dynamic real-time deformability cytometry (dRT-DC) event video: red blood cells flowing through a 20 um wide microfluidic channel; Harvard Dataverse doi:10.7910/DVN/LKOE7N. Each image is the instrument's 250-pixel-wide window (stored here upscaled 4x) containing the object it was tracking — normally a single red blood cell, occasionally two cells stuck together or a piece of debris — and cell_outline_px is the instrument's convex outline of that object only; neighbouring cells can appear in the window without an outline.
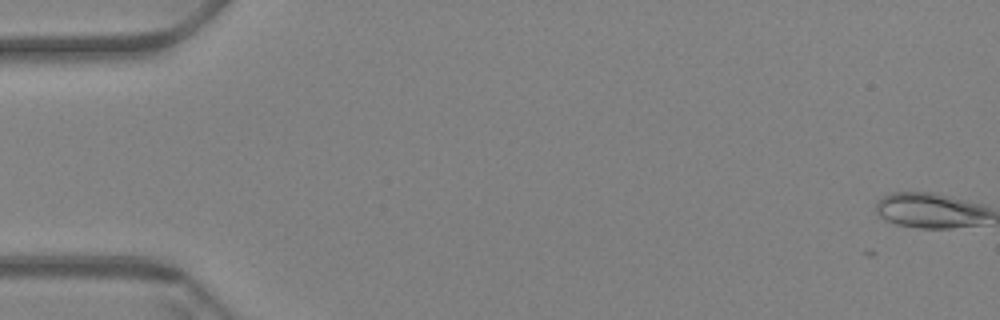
{"species": "Egyptian fruit bat (a non-hibernating species)", "species_latin": "Rousettus aegyptiacus", "temperature_condition": "warm", "stored_images_in_passage": 61, "camera_frame_rate_fps": 3000, "um_per_image_px": 0.085, "animal": {"sex": "female"}, "frame": {"image": 1, "passage_image": 1, "time_ms": 0.0, "image_size_px": [1000, 320], "cell_outline_px": [[980, 212], [964, 224], [908, 224], [900, 196], [924, 196], [944, 200]], "centroid_in_image_um": [79.47, 17.96], "position_along_channel_um": 5.5, "area_um2": 11.79}}
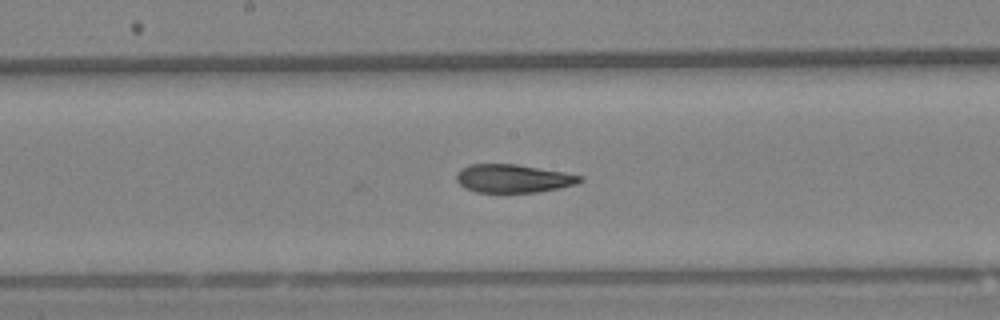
{"frame": {"image": 2, "passage_image": 33, "time_ms": 10.667, "image_size_px": [1000, 320], "cell_outline_px": [[580, 180], [568, 184], [548, 188], [524, 192], [488, 192], [472, 188], [464, 184], [460, 180], [460, 172], [468, 168], [480, 164], [504, 164], [556, 172], [576, 176]], "centroid_in_image_um": [43.55, 15.17], "position_along_channel_um": 204.7, "area_um2": 17.46}}
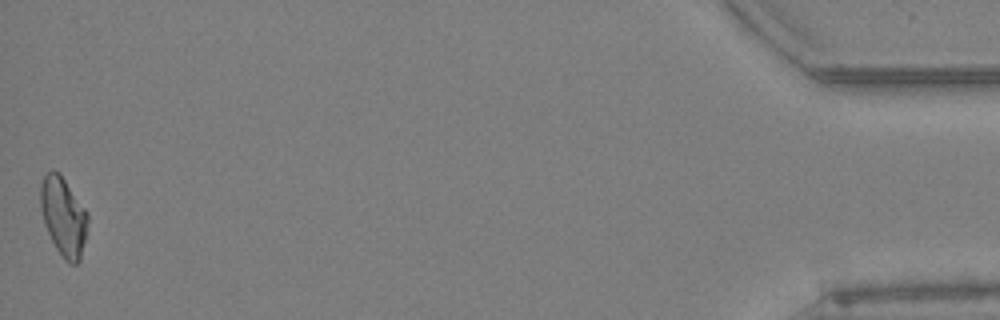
{"frame": {"image": 3, "passage_image": 61, "time_ms": 20.0, "image_size_px": [1000, 320], "cell_outline_px": [[84, 236], [76, 260], [64, 256], [56, 244], [48, 228], [44, 216], [44, 180], [56, 172], [60, 176], [84, 212]], "centroid_in_image_um": [5.39, 18.4], "position_along_channel_um": 429.8, "area_um2": 17.28}, "authors_computed_cell_mechanics": {"area_um2": 17.2822, "velocity_mm_per_s": 3.4326, "shape_relaxation_time_tau1_ms": null, "shape_relaxation_time_tau2_ms": 8.3277, "deformation_change_tau1": null, "deformation_change_tau2": 0.157}}